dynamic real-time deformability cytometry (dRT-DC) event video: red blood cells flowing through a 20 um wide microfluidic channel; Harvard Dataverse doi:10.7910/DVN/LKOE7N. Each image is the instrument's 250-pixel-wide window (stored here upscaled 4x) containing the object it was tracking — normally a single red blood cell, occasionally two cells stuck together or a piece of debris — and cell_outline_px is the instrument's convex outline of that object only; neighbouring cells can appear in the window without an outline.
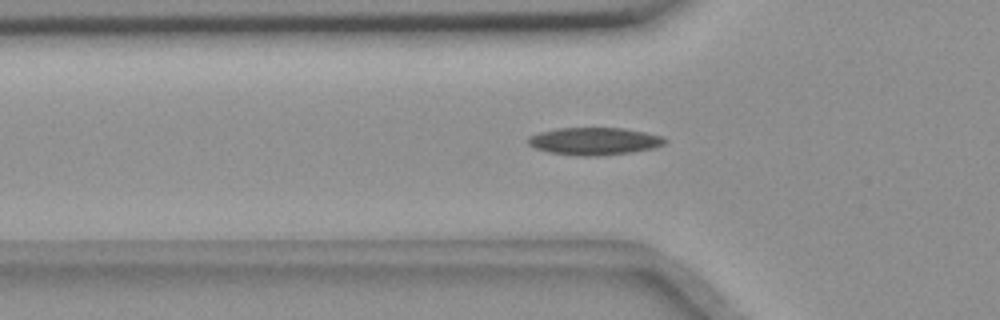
{"species": "common noctule bat (a hibernating species)", "species_latin": "Nyctalus noctula", "temperature_condition": "room temperature", "stored_images_in_passage": 44, "camera_frame_rate_fps": 3000, "um_per_image_px": 0.085, "animal": {"sex": "female", "body_mass_g": 18.4}, "frame": {"image": 1, "passage_image": 8, "time_ms": 2.333, "image_size_px": [1000, 320], "cell_outline_px": [[668, 140], [664, 144], [652, 148], [632, 152], [600, 156], [576, 156], [548, 152], [536, 148], [528, 144], [528, 136], [540, 132], [556, 128], [620, 128], [644, 132], [664, 136]], "centroid_in_image_um": [50.51, 12.0], "position_along_channel_um": 75.3, "area_um2": 21.96}}
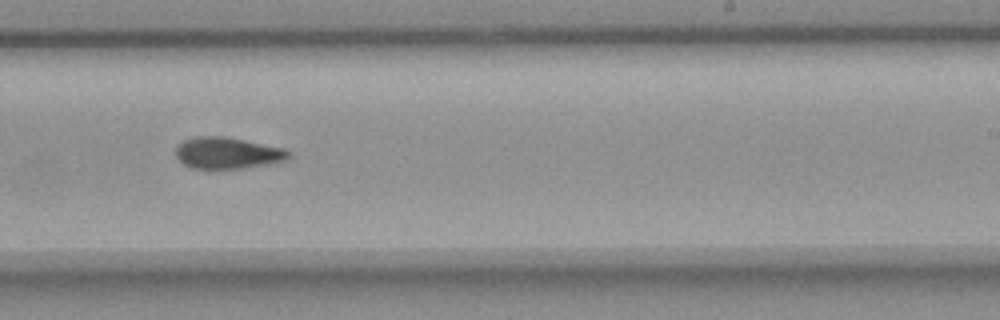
{"frame": {"image": 2, "passage_image": 24, "time_ms": 7.667, "image_size_px": [1000, 320], "cell_outline_px": [[292, 156], [284, 160], [240, 168], [192, 168], [184, 164], [176, 156], [176, 144], [184, 140], [196, 136], [224, 136], [284, 148], [292, 152]], "centroid_in_image_um": [19.31, 12.98], "position_along_channel_um": 269.7, "area_um2": 20.46}}
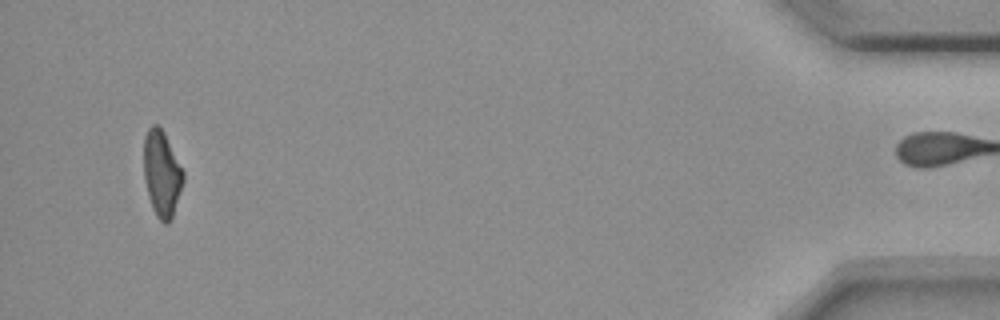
{"frame": {"image": 3, "passage_image": 43, "time_ms": 14.0, "image_size_px": [1000, 320], "cell_outline_px": [[184, 180], [172, 220], [168, 224], [164, 224], [156, 216], [152, 208], [148, 196], [144, 180], [144, 136], [148, 128], [152, 124], [156, 124], [164, 132], [184, 172]], "centroid_in_image_um": [13.75, 14.79], "position_along_channel_um": 421.5, "area_um2": 19.94}, "authors_computed_cell_mechanics": {"area_um2": 20.7502, "velocity_mm_per_s": 3.6484, "shape_relaxation_time_tau1_ms": null, "shape_relaxation_time_tau2_ms": 9.8077, "deformation_change_tau1": null, "deformation_change_tau2": 0.1611}}